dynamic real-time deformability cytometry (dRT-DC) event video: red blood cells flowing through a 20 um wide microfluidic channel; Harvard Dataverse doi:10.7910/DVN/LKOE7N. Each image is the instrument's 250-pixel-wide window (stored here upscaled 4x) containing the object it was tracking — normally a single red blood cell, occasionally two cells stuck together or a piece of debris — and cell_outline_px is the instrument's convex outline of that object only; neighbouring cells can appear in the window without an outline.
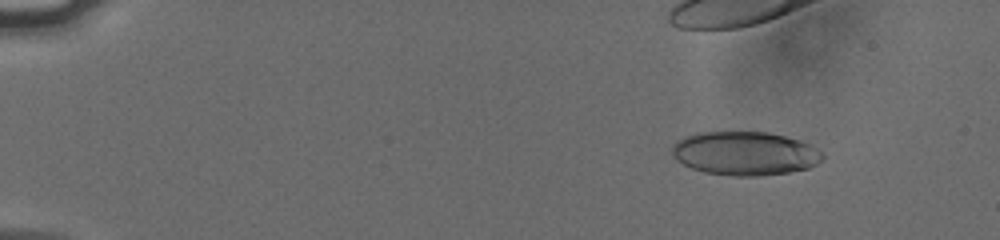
{"species": "human", "species_latin": "Homo sapiens", "temperature_condition": "cold", "stored_images_in_passage": 50, "camera_frame_rate_fps": 3000, "um_per_image_px": 0.085, "donor": {"sex": "male"}, "frame": {"image": 1, "passage_image": 8, "time_ms": 2.333, "image_size_px": [1000, 240], "cell_outline_px": [[824, 156], [816, 164], [808, 168], [788, 172], [760, 176], [732, 176], [704, 172], [692, 168], [676, 160], [672, 156], [672, 144], [676, 140], [684, 136], [696, 132], [768, 132], [800, 140], [812, 144], [824, 152]], "centroid_in_image_um": [63.31, 13.03], "position_along_channel_um": 21.7, "area_um2": 38.73}}